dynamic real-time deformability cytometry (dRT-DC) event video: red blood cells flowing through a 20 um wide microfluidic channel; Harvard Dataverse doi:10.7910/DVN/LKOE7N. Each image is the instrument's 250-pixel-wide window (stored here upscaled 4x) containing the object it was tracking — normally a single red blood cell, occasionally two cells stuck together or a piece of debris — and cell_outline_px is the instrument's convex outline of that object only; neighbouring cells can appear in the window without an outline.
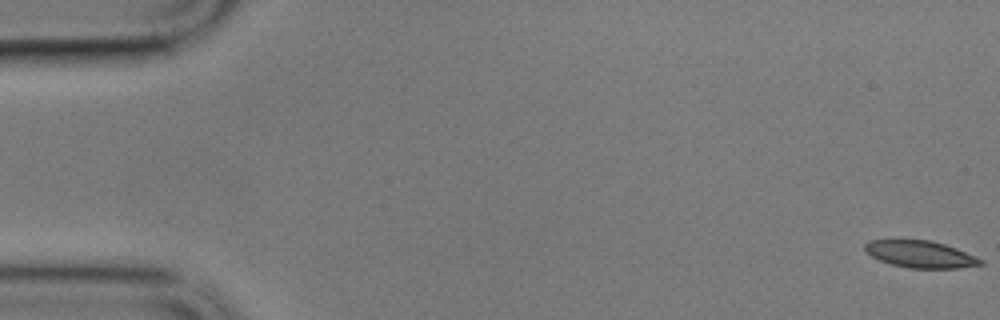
{"species": "common noctule bat (a hibernating species)", "species_latin": "Nyctalus noctula", "temperature_condition": "cold", "stored_images_in_passage": 9, "camera_frame_rate_fps": 3000, "um_per_image_px": 0.085, "animal": {"sex": "male", "body_mass_g": 17.9}, "frame": {"image": 1, "passage_image": 1, "time_ms": 0.0, "image_size_px": [1000, 320], "cell_outline_px": [[984, 264], [960, 268], [908, 268], [892, 264], [880, 260], [872, 256], [864, 248], [864, 244], [868, 240], [892, 236], [932, 240], [956, 248], [984, 260]], "centroid_in_image_um": [78.16, 21.54], "position_along_channel_um": 6.8, "area_um2": 19.02}}